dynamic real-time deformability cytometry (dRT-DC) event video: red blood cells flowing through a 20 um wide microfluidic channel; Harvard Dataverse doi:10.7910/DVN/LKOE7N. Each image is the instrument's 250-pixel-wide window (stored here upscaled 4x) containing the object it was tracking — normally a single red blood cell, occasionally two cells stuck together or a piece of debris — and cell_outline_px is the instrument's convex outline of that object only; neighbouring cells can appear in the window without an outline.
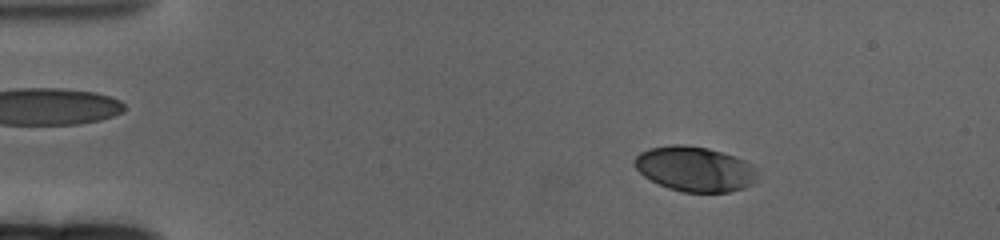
{"species": "human", "species_latin": "Homo sapiens", "temperature_condition": "cold", "stored_images_in_passage": 63, "camera_frame_rate_fps": 3000, "um_per_image_px": 0.085, "donor": {"sex": "female"}, "frame": {"image": 1, "passage_image": 10, "time_ms": 3.0, "image_size_px": [1000, 240], "cell_outline_px": [[756, 180], [752, 184], [744, 188], [728, 192], [684, 192], [668, 188], [644, 176], [636, 168], [632, 160], [640, 152], [648, 148], [672, 144], [684, 144], [708, 148], [736, 156], [752, 164], [756, 176]], "centroid_in_image_um": [59.04, 14.35], "position_along_channel_um": 26.0, "area_um2": 32.25}}
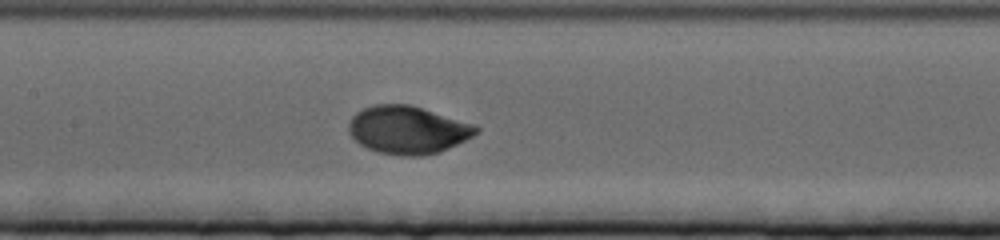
{"frame": {"image": 2, "passage_image": 31, "time_ms": 10.0, "image_size_px": [1000, 240], "cell_outline_px": [[480, 132], [440, 152], [420, 156], [400, 156], [376, 152], [360, 144], [348, 132], [348, 124], [352, 116], [356, 112], [364, 108], [376, 104], [408, 104], [472, 124], [480, 128]], "centroid_in_image_um": [34.62, 11.05], "position_along_channel_um": 172.8, "area_um2": 35.26}}
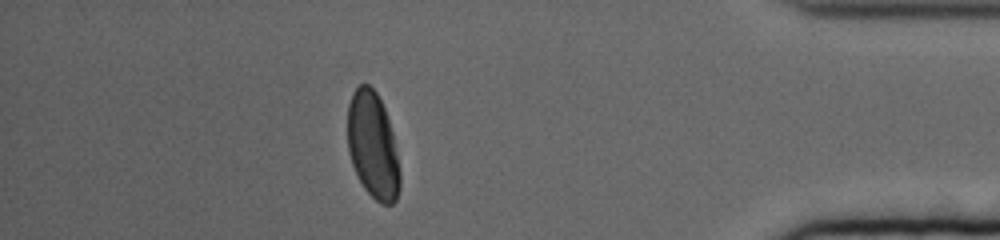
{"frame": {"image": 3, "passage_image": 56, "time_ms": 18.333, "image_size_px": [1000, 240], "cell_outline_px": [[400, 188], [396, 200], [392, 204], [380, 204], [364, 188], [352, 164], [348, 152], [348, 104], [352, 92], [360, 84], [368, 84], [376, 92], [384, 108], [392, 132], [400, 172]], "centroid_in_image_um": [31.68, 12.38], "position_along_channel_um": 403.5, "area_um2": 32.25}, "authors_computed_cell_mechanics": {"area_um2": 34.0442, "velocity_mm_per_s": 3.22, "shape_relaxation_time_tau1_ms": 3.4026, "shape_relaxation_time_tau2_ms": null, "deformation_change_tau1": 0.1622, "deformation_change_tau2": null}}